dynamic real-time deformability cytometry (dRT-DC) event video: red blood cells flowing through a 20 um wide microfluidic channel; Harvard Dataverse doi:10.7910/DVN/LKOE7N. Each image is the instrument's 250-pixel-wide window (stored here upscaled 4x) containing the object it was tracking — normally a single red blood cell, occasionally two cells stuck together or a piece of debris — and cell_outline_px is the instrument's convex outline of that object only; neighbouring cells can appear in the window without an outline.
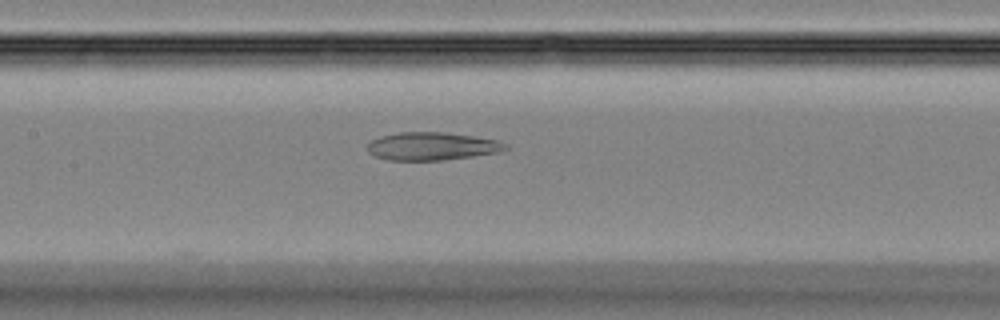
{"species": "Egyptian fruit bat (a non-hibernating species)", "species_latin": "Rousettus aegyptiacus", "temperature_condition": "room temperature", "stored_images_in_passage": 38, "camera_frame_rate_fps": 3000, "um_per_image_px": 0.085, "animal": {"sex": "female"}, "frame": {"image": 1, "passage_image": 15, "time_ms": 4.667, "image_size_px": [1000, 320], "cell_outline_px": [[508, 148], [500, 152], [444, 160], [388, 160], [376, 156], [368, 152], [368, 144], [372, 140], [380, 136], [400, 132], [444, 132], [472, 136], [496, 140], [508, 144]], "centroid_in_image_um": [36.72, 12.43], "position_along_channel_um": 170.7, "area_um2": 22.37}}
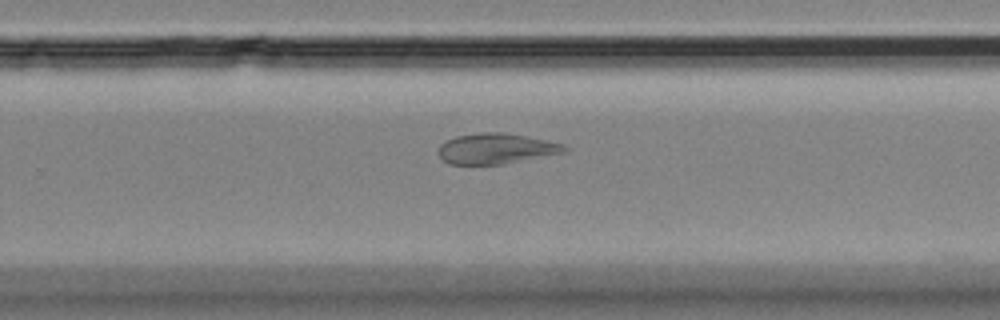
{"frame": {"image": 2, "passage_image": 23, "time_ms": 7.333, "image_size_px": [1000, 320], "cell_outline_px": [[568, 152], [504, 164], [448, 164], [436, 152], [440, 144], [444, 140], [456, 136], [480, 132], [504, 132], [564, 144], [568, 148]], "centroid_in_image_um": [42.15, 12.63], "position_along_channel_um": 287.7, "area_um2": 22.6}}
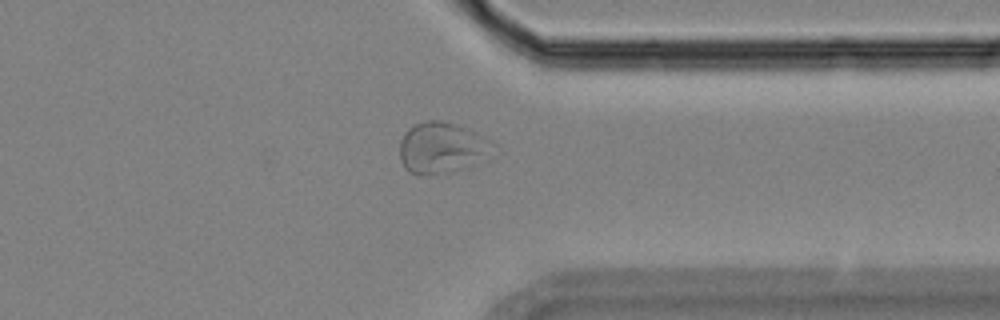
{"frame": {"image": 3, "passage_image": 29, "time_ms": 9.333, "image_size_px": [1000, 320], "cell_outline_px": [[500, 148], [496, 156], [472, 168], [452, 172], [420, 176], [408, 172], [404, 168], [400, 160], [400, 140], [404, 132], [408, 128], [424, 120], [444, 120], [476, 132], [492, 140]], "centroid_in_image_um": [37.69, 12.6], "position_along_channel_um": 373.7, "area_um2": 29.48}}